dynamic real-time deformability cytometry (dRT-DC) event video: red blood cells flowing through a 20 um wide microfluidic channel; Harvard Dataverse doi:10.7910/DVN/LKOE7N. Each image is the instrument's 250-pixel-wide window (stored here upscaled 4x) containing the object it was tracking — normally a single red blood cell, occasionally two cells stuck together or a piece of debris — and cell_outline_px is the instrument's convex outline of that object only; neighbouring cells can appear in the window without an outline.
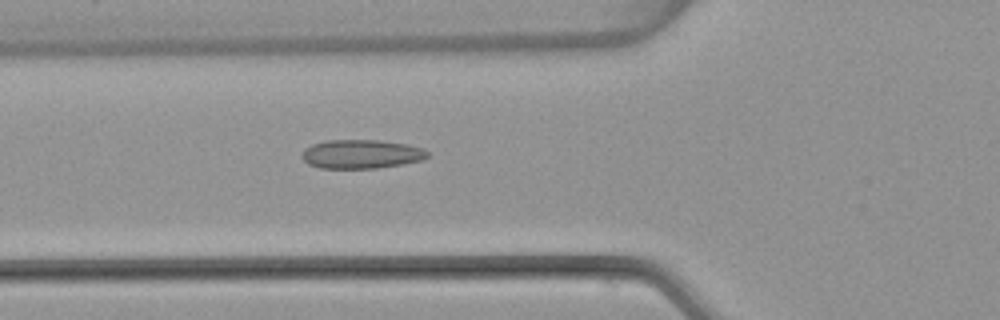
{"species": "common noctule bat (a hibernating species)", "species_latin": "Nyctalus noctula", "temperature_condition": "warm", "stored_images_in_passage": 47, "camera_frame_rate_fps": 3000, "um_per_image_px": 0.085, "animal": {"sex": "female", "body_mass_g": 22.7, "forearm_length_mm": 54.2}, "frame": {"image": 1, "passage_image": 13, "time_ms": 4.0, "image_size_px": [1000, 320], "cell_outline_px": [[428, 156], [420, 160], [400, 164], [376, 168], [320, 168], [308, 164], [300, 156], [304, 148], [312, 144], [324, 140], [380, 140], [408, 144], [424, 148], [428, 152]], "centroid_in_image_um": [30.67, 13.08], "position_along_channel_um": 95.1, "area_um2": 21.21}}
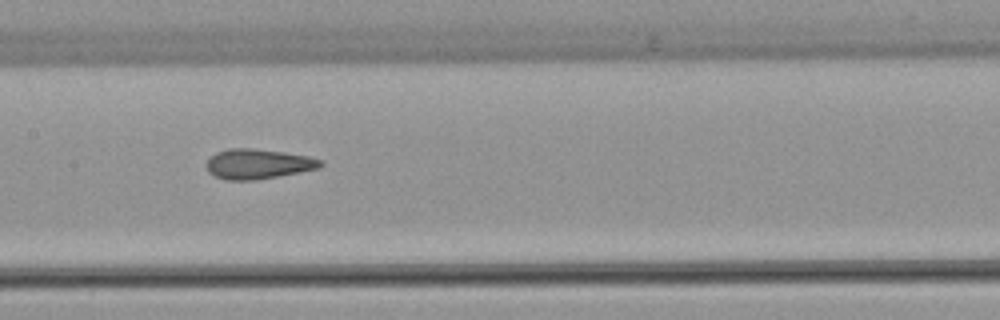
{"frame": {"image": 2, "passage_image": 20, "time_ms": 6.333, "image_size_px": [1000, 320], "cell_outline_px": [[324, 164], [320, 168], [300, 172], [256, 180], [228, 180], [216, 176], [208, 172], [208, 160], [216, 152], [228, 148], [252, 148], [284, 152], [308, 156], [320, 160]], "centroid_in_image_um": [21.95, 13.93], "position_along_channel_um": 185.4, "area_um2": 19.77}}
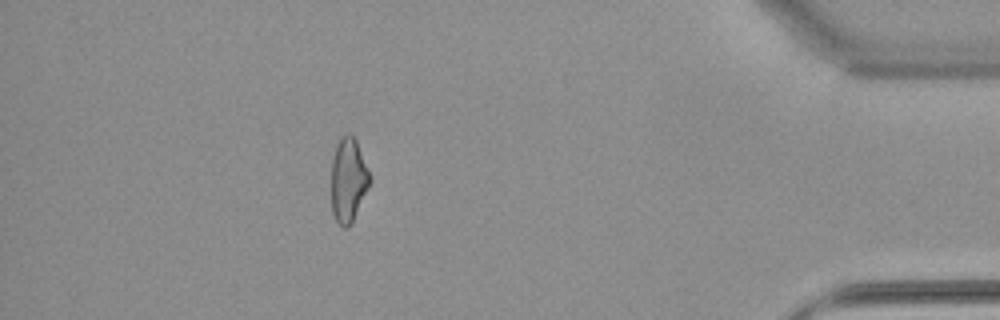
{"frame": {"image": 3, "passage_image": 41, "time_ms": 13.333, "image_size_px": [1000, 320], "cell_outline_px": [[372, 180], [352, 224], [348, 228], [344, 228], [336, 220], [332, 212], [332, 156], [336, 144], [340, 136], [344, 132], [352, 132], [356, 140]], "centroid_in_image_um": [29.61, 15.27], "position_along_channel_um": 405.6, "area_um2": 19.19}, "authors_computed_cell_mechanics": {"area_um2": 19.8254, "velocity_mm_per_s": 3.8401, "shape_relaxation_time_tau1_ms": null, "shape_relaxation_time_tau2_ms": 1.2359, "deformation_change_tau1": null, "deformation_change_tau2": 0.0682}}